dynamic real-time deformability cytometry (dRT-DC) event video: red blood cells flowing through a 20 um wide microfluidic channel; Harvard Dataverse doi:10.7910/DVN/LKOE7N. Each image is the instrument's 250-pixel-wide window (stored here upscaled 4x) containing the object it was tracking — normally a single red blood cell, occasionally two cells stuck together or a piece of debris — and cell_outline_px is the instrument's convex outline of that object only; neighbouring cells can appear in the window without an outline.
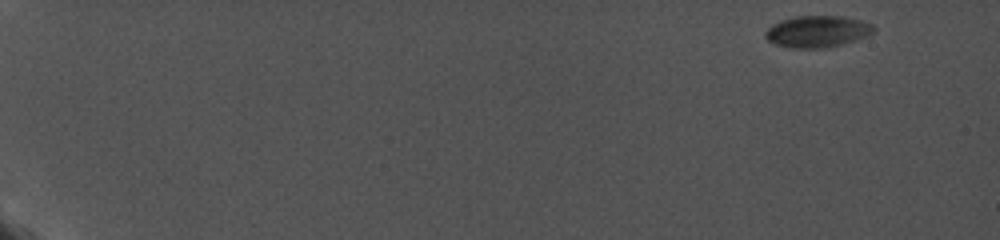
{"species": "common noctule bat (a hibernating species)", "species_latin": "Nyctalus noctula", "temperature_condition": "cold", "stored_images_in_passage": 84, "camera_frame_rate_fps": 5000, "um_per_image_px": 0.085, "animal": {"sex": "female", "body_mass_g": 19.0, "forearm_length_mm": 56.7}, "frame": {"image": 1, "passage_image": 1, "time_ms": 0.0, "image_size_px": [1000, 240], "cell_outline_px": [[876, 28], [868, 36], [856, 40], [828, 48], [788, 48], [776, 44], [768, 40], [764, 36], [764, 32], [772, 24], [780, 20], [796, 16], [844, 16], [860, 20], [872, 24]], "centroid_in_image_um": [69.47, 2.68], "position_along_channel_um": 15.5, "area_um2": 20.17}}
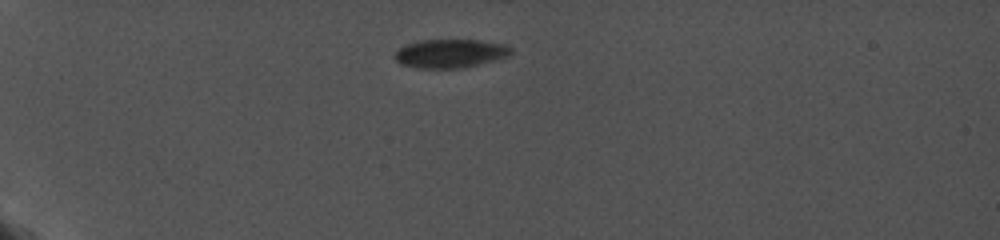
{"frame": {"image": 2, "passage_image": 40, "time_ms": 4.6, "image_size_px": [1000, 240], "cell_outline_px": [[512, 52], [508, 56], [496, 60], [464, 68], [416, 68], [400, 64], [396, 60], [396, 52], [404, 44], [420, 40], [480, 40], [504, 44], [512, 48]], "centroid_in_image_um": [38.28, 4.55], "position_along_channel_um": 46.7, "area_um2": 19.48}}